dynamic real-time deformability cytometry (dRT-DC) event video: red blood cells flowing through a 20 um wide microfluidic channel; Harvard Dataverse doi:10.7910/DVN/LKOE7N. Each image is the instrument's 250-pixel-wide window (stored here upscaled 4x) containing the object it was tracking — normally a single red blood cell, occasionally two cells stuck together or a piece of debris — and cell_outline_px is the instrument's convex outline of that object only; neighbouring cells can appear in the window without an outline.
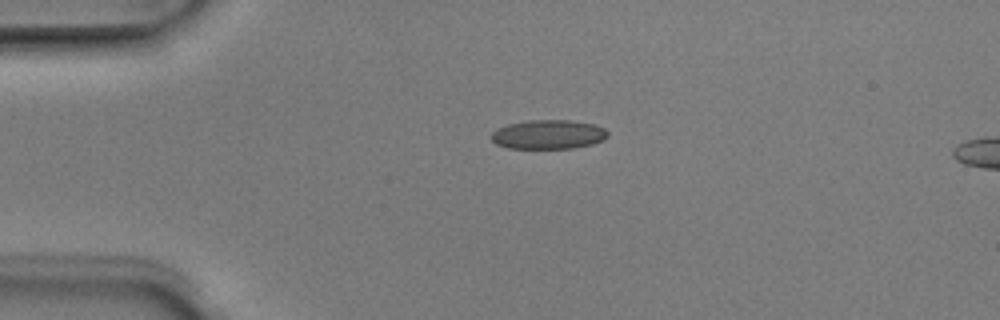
{"species": "Egyptian fruit bat (a non-hibernating species)", "species_latin": "Rousettus aegyptiacus", "temperature_condition": "room temperature", "stored_images_in_passage": 2, "camera_frame_rate_fps": 3000, "um_per_image_px": 0.085, "animal": {"sex": "male"}, "frame": {"image": 1, "passage_image": 1, "time_ms": 0.0, "image_size_px": [1000, 320], "cell_outline_px": [[608, 136], [604, 140], [592, 144], [576, 148], [508, 148], [496, 144], [488, 136], [496, 128], [508, 124], [528, 120], [568, 120], [596, 124], [604, 128], [608, 132]], "centroid_in_image_um": [46.6, 11.43], "position_along_channel_um": 38.4, "area_um2": 20.06}}